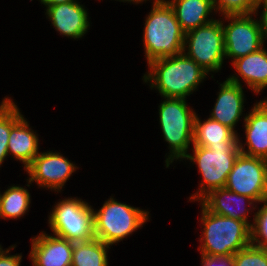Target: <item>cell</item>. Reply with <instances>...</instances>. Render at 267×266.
Returning <instances> with one entry per match:
<instances>
[{"label": "cell", "instance_id": "obj_1", "mask_svg": "<svg viewBox=\"0 0 267 266\" xmlns=\"http://www.w3.org/2000/svg\"><path fill=\"white\" fill-rule=\"evenodd\" d=\"M150 71L143 76L164 98H183L197 89L207 72L184 53L159 58L148 64Z\"/></svg>", "mask_w": 267, "mask_h": 266}, {"label": "cell", "instance_id": "obj_2", "mask_svg": "<svg viewBox=\"0 0 267 266\" xmlns=\"http://www.w3.org/2000/svg\"><path fill=\"white\" fill-rule=\"evenodd\" d=\"M144 24L143 42L148 64L159 58L183 53L185 33L167 1L154 3Z\"/></svg>", "mask_w": 267, "mask_h": 266}, {"label": "cell", "instance_id": "obj_3", "mask_svg": "<svg viewBox=\"0 0 267 266\" xmlns=\"http://www.w3.org/2000/svg\"><path fill=\"white\" fill-rule=\"evenodd\" d=\"M201 206L204 225L198 248L201 255L232 257L251 245V227L246 222L214 214L203 204Z\"/></svg>", "mask_w": 267, "mask_h": 266}, {"label": "cell", "instance_id": "obj_4", "mask_svg": "<svg viewBox=\"0 0 267 266\" xmlns=\"http://www.w3.org/2000/svg\"><path fill=\"white\" fill-rule=\"evenodd\" d=\"M237 133L224 145H209L208 147L193 146V156L187 154L185 159L197 163L203 180L200 189L189 199L200 201L211 190L224 188L228 175L241 153Z\"/></svg>", "mask_w": 267, "mask_h": 266}, {"label": "cell", "instance_id": "obj_5", "mask_svg": "<svg viewBox=\"0 0 267 266\" xmlns=\"http://www.w3.org/2000/svg\"><path fill=\"white\" fill-rule=\"evenodd\" d=\"M159 106V120L163 136L169 144L170 155L166 168L174 159L185 158L189 145L193 143L196 113L188 109L186 99L165 98Z\"/></svg>", "mask_w": 267, "mask_h": 266}, {"label": "cell", "instance_id": "obj_6", "mask_svg": "<svg viewBox=\"0 0 267 266\" xmlns=\"http://www.w3.org/2000/svg\"><path fill=\"white\" fill-rule=\"evenodd\" d=\"M94 212L95 238L107 245L118 243L148 220L149 212L108 199Z\"/></svg>", "mask_w": 267, "mask_h": 266}, {"label": "cell", "instance_id": "obj_7", "mask_svg": "<svg viewBox=\"0 0 267 266\" xmlns=\"http://www.w3.org/2000/svg\"><path fill=\"white\" fill-rule=\"evenodd\" d=\"M81 200L67 198L56 203L49 216L53 234L73 243L95 238L94 209Z\"/></svg>", "mask_w": 267, "mask_h": 266}, {"label": "cell", "instance_id": "obj_8", "mask_svg": "<svg viewBox=\"0 0 267 266\" xmlns=\"http://www.w3.org/2000/svg\"><path fill=\"white\" fill-rule=\"evenodd\" d=\"M186 48L188 49L187 53L185 52ZM183 53L193 59L207 73L221 70L225 57L222 21L213 20L187 32L184 38Z\"/></svg>", "mask_w": 267, "mask_h": 266}, {"label": "cell", "instance_id": "obj_9", "mask_svg": "<svg viewBox=\"0 0 267 266\" xmlns=\"http://www.w3.org/2000/svg\"><path fill=\"white\" fill-rule=\"evenodd\" d=\"M225 188L248 196L255 203L267 201V160L240 153L228 175Z\"/></svg>", "mask_w": 267, "mask_h": 266}, {"label": "cell", "instance_id": "obj_10", "mask_svg": "<svg viewBox=\"0 0 267 266\" xmlns=\"http://www.w3.org/2000/svg\"><path fill=\"white\" fill-rule=\"evenodd\" d=\"M252 14L225 15L231 23L223 25L225 59L233 61L258 51L263 47L264 39L258 20ZM231 19V20H230Z\"/></svg>", "mask_w": 267, "mask_h": 266}, {"label": "cell", "instance_id": "obj_11", "mask_svg": "<svg viewBox=\"0 0 267 266\" xmlns=\"http://www.w3.org/2000/svg\"><path fill=\"white\" fill-rule=\"evenodd\" d=\"M76 168L75 164L59 152L49 151L39 153L25 170L30 176L29 184L36 181L39 187H47L58 192L76 171Z\"/></svg>", "mask_w": 267, "mask_h": 266}, {"label": "cell", "instance_id": "obj_12", "mask_svg": "<svg viewBox=\"0 0 267 266\" xmlns=\"http://www.w3.org/2000/svg\"><path fill=\"white\" fill-rule=\"evenodd\" d=\"M220 86L218 98L209 118L229 127L236 133L235 124L242 116L244 108L243 87L235 75L230 76Z\"/></svg>", "mask_w": 267, "mask_h": 266}, {"label": "cell", "instance_id": "obj_13", "mask_svg": "<svg viewBox=\"0 0 267 266\" xmlns=\"http://www.w3.org/2000/svg\"><path fill=\"white\" fill-rule=\"evenodd\" d=\"M31 248L33 266H71L73 242L65 238L42 232L32 238Z\"/></svg>", "mask_w": 267, "mask_h": 266}, {"label": "cell", "instance_id": "obj_14", "mask_svg": "<svg viewBox=\"0 0 267 266\" xmlns=\"http://www.w3.org/2000/svg\"><path fill=\"white\" fill-rule=\"evenodd\" d=\"M46 14L60 34L81 38L90 26L87 10L76 0L54 6H46Z\"/></svg>", "mask_w": 267, "mask_h": 266}, {"label": "cell", "instance_id": "obj_15", "mask_svg": "<svg viewBox=\"0 0 267 266\" xmlns=\"http://www.w3.org/2000/svg\"><path fill=\"white\" fill-rule=\"evenodd\" d=\"M244 122L248 150L238 140L241 153L267 160V105L263 100L253 106Z\"/></svg>", "mask_w": 267, "mask_h": 266}, {"label": "cell", "instance_id": "obj_16", "mask_svg": "<svg viewBox=\"0 0 267 266\" xmlns=\"http://www.w3.org/2000/svg\"><path fill=\"white\" fill-rule=\"evenodd\" d=\"M245 200H247L249 206L255 202L248 196L234 193L224 187L211 190L200 202L214 214L244 221L251 227L252 224L247 220V214L250 209H246L245 204L243 206ZM234 206L237 208L239 207V210L234 209Z\"/></svg>", "mask_w": 267, "mask_h": 266}, {"label": "cell", "instance_id": "obj_17", "mask_svg": "<svg viewBox=\"0 0 267 266\" xmlns=\"http://www.w3.org/2000/svg\"><path fill=\"white\" fill-rule=\"evenodd\" d=\"M166 1L172 7L176 19L185 34L214 20L207 18L212 10H215L212 0Z\"/></svg>", "mask_w": 267, "mask_h": 266}, {"label": "cell", "instance_id": "obj_18", "mask_svg": "<svg viewBox=\"0 0 267 266\" xmlns=\"http://www.w3.org/2000/svg\"><path fill=\"white\" fill-rule=\"evenodd\" d=\"M38 136L29 128V124L22 117L11 129L8 141V154L22 161L26 169L39 154Z\"/></svg>", "mask_w": 267, "mask_h": 266}, {"label": "cell", "instance_id": "obj_19", "mask_svg": "<svg viewBox=\"0 0 267 266\" xmlns=\"http://www.w3.org/2000/svg\"><path fill=\"white\" fill-rule=\"evenodd\" d=\"M233 66L254 92L259 93L267 87V51H258L232 61Z\"/></svg>", "mask_w": 267, "mask_h": 266}, {"label": "cell", "instance_id": "obj_20", "mask_svg": "<svg viewBox=\"0 0 267 266\" xmlns=\"http://www.w3.org/2000/svg\"><path fill=\"white\" fill-rule=\"evenodd\" d=\"M109 246L98 238L74 242L71 266H108Z\"/></svg>", "mask_w": 267, "mask_h": 266}, {"label": "cell", "instance_id": "obj_21", "mask_svg": "<svg viewBox=\"0 0 267 266\" xmlns=\"http://www.w3.org/2000/svg\"><path fill=\"white\" fill-rule=\"evenodd\" d=\"M236 133L218 121L208 118L203 123L196 115L193 146L208 147L209 145H224Z\"/></svg>", "mask_w": 267, "mask_h": 266}, {"label": "cell", "instance_id": "obj_22", "mask_svg": "<svg viewBox=\"0 0 267 266\" xmlns=\"http://www.w3.org/2000/svg\"><path fill=\"white\" fill-rule=\"evenodd\" d=\"M30 193L20 186H11L0 194V217L19 218L26 214L30 205Z\"/></svg>", "mask_w": 267, "mask_h": 266}, {"label": "cell", "instance_id": "obj_23", "mask_svg": "<svg viewBox=\"0 0 267 266\" xmlns=\"http://www.w3.org/2000/svg\"><path fill=\"white\" fill-rule=\"evenodd\" d=\"M23 117L17 105L8 97L0 104V165L8 156L10 129Z\"/></svg>", "mask_w": 267, "mask_h": 266}, {"label": "cell", "instance_id": "obj_24", "mask_svg": "<svg viewBox=\"0 0 267 266\" xmlns=\"http://www.w3.org/2000/svg\"><path fill=\"white\" fill-rule=\"evenodd\" d=\"M232 259L233 266H267V249L251 244L239 250Z\"/></svg>", "mask_w": 267, "mask_h": 266}, {"label": "cell", "instance_id": "obj_25", "mask_svg": "<svg viewBox=\"0 0 267 266\" xmlns=\"http://www.w3.org/2000/svg\"><path fill=\"white\" fill-rule=\"evenodd\" d=\"M215 11L222 15L255 14L258 0H212Z\"/></svg>", "mask_w": 267, "mask_h": 266}, {"label": "cell", "instance_id": "obj_26", "mask_svg": "<svg viewBox=\"0 0 267 266\" xmlns=\"http://www.w3.org/2000/svg\"><path fill=\"white\" fill-rule=\"evenodd\" d=\"M263 203V206L255 213L254 222L251 225V244L267 249V201Z\"/></svg>", "mask_w": 267, "mask_h": 266}, {"label": "cell", "instance_id": "obj_27", "mask_svg": "<svg viewBox=\"0 0 267 266\" xmlns=\"http://www.w3.org/2000/svg\"><path fill=\"white\" fill-rule=\"evenodd\" d=\"M202 266H233L232 257H216L202 255Z\"/></svg>", "mask_w": 267, "mask_h": 266}, {"label": "cell", "instance_id": "obj_28", "mask_svg": "<svg viewBox=\"0 0 267 266\" xmlns=\"http://www.w3.org/2000/svg\"><path fill=\"white\" fill-rule=\"evenodd\" d=\"M13 248H15V246H11L6 251H4L2 248L0 249V266H20V262L22 260L21 255H8L10 249Z\"/></svg>", "mask_w": 267, "mask_h": 266}, {"label": "cell", "instance_id": "obj_29", "mask_svg": "<svg viewBox=\"0 0 267 266\" xmlns=\"http://www.w3.org/2000/svg\"><path fill=\"white\" fill-rule=\"evenodd\" d=\"M261 4L263 5V12L258 22L262 32L263 39L265 38L267 39V0H258L255 14H257L256 13L258 11L257 9H259Z\"/></svg>", "mask_w": 267, "mask_h": 266}, {"label": "cell", "instance_id": "obj_30", "mask_svg": "<svg viewBox=\"0 0 267 266\" xmlns=\"http://www.w3.org/2000/svg\"><path fill=\"white\" fill-rule=\"evenodd\" d=\"M45 6H54L61 3H68L74 0H40Z\"/></svg>", "mask_w": 267, "mask_h": 266}, {"label": "cell", "instance_id": "obj_31", "mask_svg": "<svg viewBox=\"0 0 267 266\" xmlns=\"http://www.w3.org/2000/svg\"><path fill=\"white\" fill-rule=\"evenodd\" d=\"M119 1H123V2H135V3H139V2H143V1H146V0H119ZM159 0H154V2L153 3H156V2H158Z\"/></svg>", "mask_w": 267, "mask_h": 266}]
</instances>
